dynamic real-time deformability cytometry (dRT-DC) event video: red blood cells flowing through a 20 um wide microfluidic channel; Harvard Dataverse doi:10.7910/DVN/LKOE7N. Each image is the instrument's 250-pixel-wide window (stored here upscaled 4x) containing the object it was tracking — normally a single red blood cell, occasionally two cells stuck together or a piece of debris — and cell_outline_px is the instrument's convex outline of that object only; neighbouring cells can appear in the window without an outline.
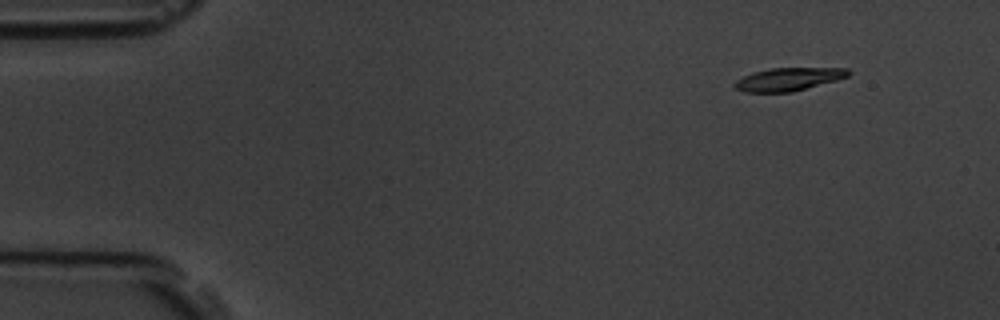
{"species": "common noctule bat (a hibernating species)", "species_latin": "Nyctalus noctula", "temperature_condition": "room temperature", "stored_images_in_passage": 4, "camera_frame_rate_fps": 3000, "um_per_image_px": 0.085, "animal": {"sex": "male", "body_mass_g": 19.5, "forearm_length_mm": 54.6}, "frame": {"image": 1, "passage_image": 1, "time_ms": 0.0, "image_size_px": [1000, 320], "cell_outline_px": [[852, 72], [848, 76], [836, 80], [792, 92], [744, 92], [736, 88], [732, 84], [736, 80], [752, 72], [772, 68], [848, 68]], "centroid_in_image_um": [67.01, 6.73], "position_along_channel_um": 18.0, "area_um2": 15.2}}